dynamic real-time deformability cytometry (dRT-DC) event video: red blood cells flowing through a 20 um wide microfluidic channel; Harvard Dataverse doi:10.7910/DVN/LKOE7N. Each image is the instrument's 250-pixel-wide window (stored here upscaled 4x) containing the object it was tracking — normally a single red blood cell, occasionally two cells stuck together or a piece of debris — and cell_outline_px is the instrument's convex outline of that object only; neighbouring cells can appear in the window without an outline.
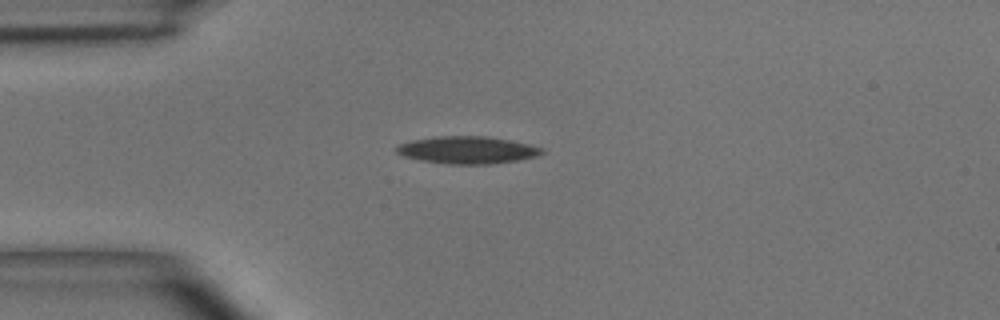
{"species": "common noctule bat (a hibernating species)", "species_latin": "Nyctalus noctula", "temperature_condition": "room temperature", "stored_images_in_passage": 3, "camera_frame_rate_fps": 3000, "um_per_image_px": 0.085, "animal": {"sex": "male", "body_mass_g": 15.6}, "frame": {"image": 1, "passage_image": 2, "time_ms": 2.333, "image_size_px": [1000, 320], "cell_outline_px": [[544, 152], [536, 156], [516, 160], [488, 164], [448, 164], [420, 160], [404, 156], [396, 152], [396, 148], [400, 144], [412, 140], [436, 136], [488, 136], [512, 140], [544, 148]], "centroid_in_image_um": [39.73, 12.74], "position_along_channel_um": 45.3, "area_um2": 23.06}}